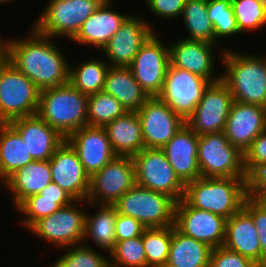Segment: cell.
<instances>
[{
  "label": "cell",
  "mask_w": 266,
  "mask_h": 267,
  "mask_svg": "<svg viewBox=\"0 0 266 267\" xmlns=\"http://www.w3.org/2000/svg\"><path fill=\"white\" fill-rule=\"evenodd\" d=\"M198 164L201 177L247 178L244 154L229 143L224 132L199 135Z\"/></svg>",
  "instance_id": "cell-8"
},
{
  "label": "cell",
  "mask_w": 266,
  "mask_h": 267,
  "mask_svg": "<svg viewBox=\"0 0 266 267\" xmlns=\"http://www.w3.org/2000/svg\"><path fill=\"white\" fill-rule=\"evenodd\" d=\"M136 184L135 165L132 157L116 156L99 172L90 177L89 204L114 203Z\"/></svg>",
  "instance_id": "cell-11"
},
{
  "label": "cell",
  "mask_w": 266,
  "mask_h": 267,
  "mask_svg": "<svg viewBox=\"0 0 266 267\" xmlns=\"http://www.w3.org/2000/svg\"><path fill=\"white\" fill-rule=\"evenodd\" d=\"M32 161L21 135L9 123H0V181Z\"/></svg>",
  "instance_id": "cell-31"
},
{
  "label": "cell",
  "mask_w": 266,
  "mask_h": 267,
  "mask_svg": "<svg viewBox=\"0 0 266 267\" xmlns=\"http://www.w3.org/2000/svg\"><path fill=\"white\" fill-rule=\"evenodd\" d=\"M209 267H261L255 261L241 256L224 246L213 248Z\"/></svg>",
  "instance_id": "cell-42"
},
{
  "label": "cell",
  "mask_w": 266,
  "mask_h": 267,
  "mask_svg": "<svg viewBox=\"0 0 266 267\" xmlns=\"http://www.w3.org/2000/svg\"><path fill=\"white\" fill-rule=\"evenodd\" d=\"M208 0H188L181 17L189 32L185 39L215 44V31L208 18Z\"/></svg>",
  "instance_id": "cell-34"
},
{
  "label": "cell",
  "mask_w": 266,
  "mask_h": 267,
  "mask_svg": "<svg viewBox=\"0 0 266 267\" xmlns=\"http://www.w3.org/2000/svg\"><path fill=\"white\" fill-rule=\"evenodd\" d=\"M170 65L205 78L210 83L221 80L214 75V48L216 44L204 41L181 39L168 45Z\"/></svg>",
  "instance_id": "cell-21"
},
{
  "label": "cell",
  "mask_w": 266,
  "mask_h": 267,
  "mask_svg": "<svg viewBox=\"0 0 266 267\" xmlns=\"http://www.w3.org/2000/svg\"><path fill=\"white\" fill-rule=\"evenodd\" d=\"M226 218L190 206L183 198L176 202L174 226L182 234L206 243L211 248L223 246Z\"/></svg>",
  "instance_id": "cell-15"
},
{
  "label": "cell",
  "mask_w": 266,
  "mask_h": 267,
  "mask_svg": "<svg viewBox=\"0 0 266 267\" xmlns=\"http://www.w3.org/2000/svg\"><path fill=\"white\" fill-rule=\"evenodd\" d=\"M103 91L114 96L129 112H137L150 98L129 67L110 66Z\"/></svg>",
  "instance_id": "cell-27"
},
{
  "label": "cell",
  "mask_w": 266,
  "mask_h": 267,
  "mask_svg": "<svg viewBox=\"0 0 266 267\" xmlns=\"http://www.w3.org/2000/svg\"><path fill=\"white\" fill-rule=\"evenodd\" d=\"M234 99L220 80L210 83L185 124L197 135L223 132Z\"/></svg>",
  "instance_id": "cell-12"
},
{
  "label": "cell",
  "mask_w": 266,
  "mask_h": 267,
  "mask_svg": "<svg viewBox=\"0 0 266 267\" xmlns=\"http://www.w3.org/2000/svg\"><path fill=\"white\" fill-rule=\"evenodd\" d=\"M126 112L127 110L114 96L104 91L88 95V126L104 127Z\"/></svg>",
  "instance_id": "cell-36"
},
{
  "label": "cell",
  "mask_w": 266,
  "mask_h": 267,
  "mask_svg": "<svg viewBox=\"0 0 266 267\" xmlns=\"http://www.w3.org/2000/svg\"><path fill=\"white\" fill-rule=\"evenodd\" d=\"M80 202L84 203L83 200H75L61 207L35 222L28 230L60 248L83 243L86 212L78 207Z\"/></svg>",
  "instance_id": "cell-10"
},
{
  "label": "cell",
  "mask_w": 266,
  "mask_h": 267,
  "mask_svg": "<svg viewBox=\"0 0 266 267\" xmlns=\"http://www.w3.org/2000/svg\"><path fill=\"white\" fill-rule=\"evenodd\" d=\"M243 209L252 217L258 231L261 267H266V201H258L247 197Z\"/></svg>",
  "instance_id": "cell-41"
},
{
  "label": "cell",
  "mask_w": 266,
  "mask_h": 267,
  "mask_svg": "<svg viewBox=\"0 0 266 267\" xmlns=\"http://www.w3.org/2000/svg\"><path fill=\"white\" fill-rule=\"evenodd\" d=\"M50 267H110L109 258L85 244H77L68 247Z\"/></svg>",
  "instance_id": "cell-39"
},
{
  "label": "cell",
  "mask_w": 266,
  "mask_h": 267,
  "mask_svg": "<svg viewBox=\"0 0 266 267\" xmlns=\"http://www.w3.org/2000/svg\"><path fill=\"white\" fill-rule=\"evenodd\" d=\"M240 33L266 25V6L257 0H231Z\"/></svg>",
  "instance_id": "cell-40"
},
{
  "label": "cell",
  "mask_w": 266,
  "mask_h": 267,
  "mask_svg": "<svg viewBox=\"0 0 266 267\" xmlns=\"http://www.w3.org/2000/svg\"><path fill=\"white\" fill-rule=\"evenodd\" d=\"M142 236L116 241L110 255V267H147Z\"/></svg>",
  "instance_id": "cell-37"
},
{
  "label": "cell",
  "mask_w": 266,
  "mask_h": 267,
  "mask_svg": "<svg viewBox=\"0 0 266 267\" xmlns=\"http://www.w3.org/2000/svg\"><path fill=\"white\" fill-rule=\"evenodd\" d=\"M41 90L11 62L0 72V123L35 115Z\"/></svg>",
  "instance_id": "cell-7"
},
{
  "label": "cell",
  "mask_w": 266,
  "mask_h": 267,
  "mask_svg": "<svg viewBox=\"0 0 266 267\" xmlns=\"http://www.w3.org/2000/svg\"><path fill=\"white\" fill-rule=\"evenodd\" d=\"M188 0H145L153 15L159 18L174 19L182 15L183 8ZM179 16V17H178Z\"/></svg>",
  "instance_id": "cell-45"
},
{
  "label": "cell",
  "mask_w": 266,
  "mask_h": 267,
  "mask_svg": "<svg viewBox=\"0 0 266 267\" xmlns=\"http://www.w3.org/2000/svg\"><path fill=\"white\" fill-rule=\"evenodd\" d=\"M247 197L266 201V163L256 166L247 175Z\"/></svg>",
  "instance_id": "cell-44"
},
{
  "label": "cell",
  "mask_w": 266,
  "mask_h": 267,
  "mask_svg": "<svg viewBox=\"0 0 266 267\" xmlns=\"http://www.w3.org/2000/svg\"><path fill=\"white\" fill-rule=\"evenodd\" d=\"M117 213L135 218L146 228L174 225L176 201L160 192L135 184L115 203Z\"/></svg>",
  "instance_id": "cell-5"
},
{
  "label": "cell",
  "mask_w": 266,
  "mask_h": 267,
  "mask_svg": "<svg viewBox=\"0 0 266 267\" xmlns=\"http://www.w3.org/2000/svg\"><path fill=\"white\" fill-rule=\"evenodd\" d=\"M209 84L205 78L169 64L163 89L158 97L186 121Z\"/></svg>",
  "instance_id": "cell-13"
},
{
  "label": "cell",
  "mask_w": 266,
  "mask_h": 267,
  "mask_svg": "<svg viewBox=\"0 0 266 267\" xmlns=\"http://www.w3.org/2000/svg\"><path fill=\"white\" fill-rule=\"evenodd\" d=\"M52 182L49 160H33L10 175L4 185L13 194V204L17 208L29 196L39 194Z\"/></svg>",
  "instance_id": "cell-26"
},
{
  "label": "cell",
  "mask_w": 266,
  "mask_h": 267,
  "mask_svg": "<svg viewBox=\"0 0 266 267\" xmlns=\"http://www.w3.org/2000/svg\"><path fill=\"white\" fill-rule=\"evenodd\" d=\"M9 61V39L3 41L0 37V72Z\"/></svg>",
  "instance_id": "cell-47"
},
{
  "label": "cell",
  "mask_w": 266,
  "mask_h": 267,
  "mask_svg": "<svg viewBox=\"0 0 266 267\" xmlns=\"http://www.w3.org/2000/svg\"><path fill=\"white\" fill-rule=\"evenodd\" d=\"M88 95L65 85L41 90L37 114L65 139L88 125Z\"/></svg>",
  "instance_id": "cell-4"
},
{
  "label": "cell",
  "mask_w": 266,
  "mask_h": 267,
  "mask_svg": "<svg viewBox=\"0 0 266 267\" xmlns=\"http://www.w3.org/2000/svg\"><path fill=\"white\" fill-rule=\"evenodd\" d=\"M247 178L199 177L185 184L183 199L192 207L229 219L243 208Z\"/></svg>",
  "instance_id": "cell-3"
},
{
  "label": "cell",
  "mask_w": 266,
  "mask_h": 267,
  "mask_svg": "<svg viewBox=\"0 0 266 267\" xmlns=\"http://www.w3.org/2000/svg\"><path fill=\"white\" fill-rule=\"evenodd\" d=\"M146 148L161 149L185 124L158 96L150 97L137 111Z\"/></svg>",
  "instance_id": "cell-16"
},
{
  "label": "cell",
  "mask_w": 266,
  "mask_h": 267,
  "mask_svg": "<svg viewBox=\"0 0 266 267\" xmlns=\"http://www.w3.org/2000/svg\"><path fill=\"white\" fill-rule=\"evenodd\" d=\"M207 13L215 31L216 45L220 38L240 33L231 0H208Z\"/></svg>",
  "instance_id": "cell-38"
},
{
  "label": "cell",
  "mask_w": 266,
  "mask_h": 267,
  "mask_svg": "<svg viewBox=\"0 0 266 267\" xmlns=\"http://www.w3.org/2000/svg\"><path fill=\"white\" fill-rule=\"evenodd\" d=\"M111 0H105L101 6L83 23L72 39L78 44L94 46L102 50L119 27L130 16L110 9Z\"/></svg>",
  "instance_id": "cell-24"
},
{
  "label": "cell",
  "mask_w": 266,
  "mask_h": 267,
  "mask_svg": "<svg viewBox=\"0 0 266 267\" xmlns=\"http://www.w3.org/2000/svg\"><path fill=\"white\" fill-rule=\"evenodd\" d=\"M73 201L75 199L69 193L51 182L39 194L25 199L16 209L26 217L22 223L26 229H29L41 218L51 215Z\"/></svg>",
  "instance_id": "cell-29"
},
{
  "label": "cell",
  "mask_w": 266,
  "mask_h": 267,
  "mask_svg": "<svg viewBox=\"0 0 266 267\" xmlns=\"http://www.w3.org/2000/svg\"><path fill=\"white\" fill-rule=\"evenodd\" d=\"M212 249L206 243L182 234L172 225V241L165 267H209Z\"/></svg>",
  "instance_id": "cell-30"
},
{
  "label": "cell",
  "mask_w": 266,
  "mask_h": 267,
  "mask_svg": "<svg viewBox=\"0 0 266 267\" xmlns=\"http://www.w3.org/2000/svg\"><path fill=\"white\" fill-rule=\"evenodd\" d=\"M112 149L117 156L133 157L145 148L137 112L127 111L104 126Z\"/></svg>",
  "instance_id": "cell-28"
},
{
  "label": "cell",
  "mask_w": 266,
  "mask_h": 267,
  "mask_svg": "<svg viewBox=\"0 0 266 267\" xmlns=\"http://www.w3.org/2000/svg\"><path fill=\"white\" fill-rule=\"evenodd\" d=\"M99 210L91 216L85 215V231L83 242L91 238L94 244L108 253L116 244V217L117 209L114 205L99 204Z\"/></svg>",
  "instance_id": "cell-32"
},
{
  "label": "cell",
  "mask_w": 266,
  "mask_h": 267,
  "mask_svg": "<svg viewBox=\"0 0 266 267\" xmlns=\"http://www.w3.org/2000/svg\"><path fill=\"white\" fill-rule=\"evenodd\" d=\"M224 73L221 81L230 90L233 99L244 104L266 107V56L242 54L223 50Z\"/></svg>",
  "instance_id": "cell-2"
},
{
  "label": "cell",
  "mask_w": 266,
  "mask_h": 267,
  "mask_svg": "<svg viewBox=\"0 0 266 267\" xmlns=\"http://www.w3.org/2000/svg\"><path fill=\"white\" fill-rule=\"evenodd\" d=\"M9 124L21 135L33 160H49L66 140L38 114L15 119Z\"/></svg>",
  "instance_id": "cell-22"
},
{
  "label": "cell",
  "mask_w": 266,
  "mask_h": 267,
  "mask_svg": "<svg viewBox=\"0 0 266 267\" xmlns=\"http://www.w3.org/2000/svg\"><path fill=\"white\" fill-rule=\"evenodd\" d=\"M130 16L110 38L101 52L110 66L128 67L140 48L155 33L146 19ZM154 31V32H153Z\"/></svg>",
  "instance_id": "cell-17"
},
{
  "label": "cell",
  "mask_w": 266,
  "mask_h": 267,
  "mask_svg": "<svg viewBox=\"0 0 266 267\" xmlns=\"http://www.w3.org/2000/svg\"><path fill=\"white\" fill-rule=\"evenodd\" d=\"M91 59L73 67L69 64V83L86 95L103 91L110 65L102 59Z\"/></svg>",
  "instance_id": "cell-33"
},
{
  "label": "cell",
  "mask_w": 266,
  "mask_h": 267,
  "mask_svg": "<svg viewBox=\"0 0 266 267\" xmlns=\"http://www.w3.org/2000/svg\"><path fill=\"white\" fill-rule=\"evenodd\" d=\"M266 129V107L233 101L224 134L243 154L253 140Z\"/></svg>",
  "instance_id": "cell-20"
},
{
  "label": "cell",
  "mask_w": 266,
  "mask_h": 267,
  "mask_svg": "<svg viewBox=\"0 0 266 267\" xmlns=\"http://www.w3.org/2000/svg\"><path fill=\"white\" fill-rule=\"evenodd\" d=\"M142 241L147 267H165L172 241V226L146 228Z\"/></svg>",
  "instance_id": "cell-35"
},
{
  "label": "cell",
  "mask_w": 266,
  "mask_h": 267,
  "mask_svg": "<svg viewBox=\"0 0 266 267\" xmlns=\"http://www.w3.org/2000/svg\"><path fill=\"white\" fill-rule=\"evenodd\" d=\"M10 1V3L13 1V0H0V5L3 3V4H6L7 2H9Z\"/></svg>",
  "instance_id": "cell-48"
},
{
  "label": "cell",
  "mask_w": 266,
  "mask_h": 267,
  "mask_svg": "<svg viewBox=\"0 0 266 267\" xmlns=\"http://www.w3.org/2000/svg\"><path fill=\"white\" fill-rule=\"evenodd\" d=\"M116 241L142 236L146 227L133 217L117 213L116 217Z\"/></svg>",
  "instance_id": "cell-46"
},
{
  "label": "cell",
  "mask_w": 266,
  "mask_h": 267,
  "mask_svg": "<svg viewBox=\"0 0 266 267\" xmlns=\"http://www.w3.org/2000/svg\"><path fill=\"white\" fill-rule=\"evenodd\" d=\"M258 2H261L262 4H264L266 6V0H257Z\"/></svg>",
  "instance_id": "cell-49"
},
{
  "label": "cell",
  "mask_w": 266,
  "mask_h": 267,
  "mask_svg": "<svg viewBox=\"0 0 266 267\" xmlns=\"http://www.w3.org/2000/svg\"><path fill=\"white\" fill-rule=\"evenodd\" d=\"M105 0H50L32 28L39 34L72 40Z\"/></svg>",
  "instance_id": "cell-6"
},
{
  "label": "cell",
  "mask_w": 266,
  "mask_h": 267,
  "mask_svg": "<svg viewBox=\"0 0 266 267\" xmlns=\"http://www.w3.org/2000/svg\"><path fill=\"white\" fill-rule=\"evenodd\" d=\"M198 138L184 124L161 149L179 179L186 184L201 177L198 164Z\"/></svg>",
  "instance_id": "cell-23"
},
{
  "label": "cell",
  "mask_w": 266,
  "mask_h": 267,
  "mask_svg": "<svg viewBox=\"0 0 266 267\" xmlns=\"http://www.w3.org/2000/svg\"><path fill=\"white\" fill-rule=\"evenodd\" d=\"M223 246L261 266L258 231L252 217L243 208L226 220Z\"/></svg>",
  "instance_id": "cell-25"
},
{
  "label": "cell",
  "mask_w": 266,
  "mask_h": 267,
  "mask_svg": "<svg viewBox=\"0 0 266 267\" xmlns=\"http://www.w3.org/2000/svg\"><path fill=\"white\" fill-rule=\"evenodd\" d=\"M66 141L77 152L89 177L117 156L104 127L84 126L68 136Z\"/></svg>",
  "instance_id": "cell-19"
},
{
  "label": "cell",
  "mask_w": 266,
  "mask_h": 267,
  "mask_svg": "<svg viewBox=\"0 0 266 267\" xmlns=\"http://www.w3.org/2000/svg\"><path fill=\"white\" fill-rule=\"evenodd\" d=\"M136 184L164 193L179 202L185 194V184L175 174L164 151L144 148L133 157Z\"/></svg>",
  "instance_id": "cell-9"
},
{
  "label": "cell",
  "mask_w": 266,
  "mask_h": 267,
  "mask_svg": "<svg viewBox=\"0 0 266 267\" xmlns=\"http://www.w3.org/2000/svg\"><path fill=\"white\" fill-rule=\"evenodd\" d=\"M30 36L9 40V62L40 90L69 82V63L62 51L47 37L31 28Z\"/></svg>",
  "instance_id": "cell-1"
},
{
  "label": "cell",
  "mask_w": 266,
  "mask_h": 267,
  "mask_svg": "<svg viewBox=\"0 0 266 267\" xmlns=\"http://www.w3.org/2000/svg\"><path fill=\"white\" fill-rule=\"evenodd\" d=\"M52 182L75 200H83L89 193L90 177L79 160L77 152L65 140L49 159Z\"/></svg>",
  "instance_id": "cell-18"
},
{
  "label": "cell",
  "mask_w": 266,
  "mask_h": 267,
  "mask_svg": "<svg viewBox=\"0 0 266 267\" xmlns=\"http://www.w3.org/2000/svg\"><path fill=\"white\" fill-rule=\"evenodd\" d=\"M266 163V129L261 132L244 152V169L248 175L256 166Z\"/></svg>",
  "instance_id": "cell-43"
},
{
  "label": "cell",
  "mask_w": 266,
  "mask_h": 267,
  "mask_svg": "<svg viewBox=\"0 0 266 267\" xmlns=\"http://www.w3.org/2000/svg\"><path fill=\"white\" fill-rule=\"evenodd\" d=\"M154 33L140 48L128 66L136 81L150 97L158 96L163 89L169 67V47L161 43Z\"/></svg>",
  "instance_id": "cell-14"
}]
</instances>
